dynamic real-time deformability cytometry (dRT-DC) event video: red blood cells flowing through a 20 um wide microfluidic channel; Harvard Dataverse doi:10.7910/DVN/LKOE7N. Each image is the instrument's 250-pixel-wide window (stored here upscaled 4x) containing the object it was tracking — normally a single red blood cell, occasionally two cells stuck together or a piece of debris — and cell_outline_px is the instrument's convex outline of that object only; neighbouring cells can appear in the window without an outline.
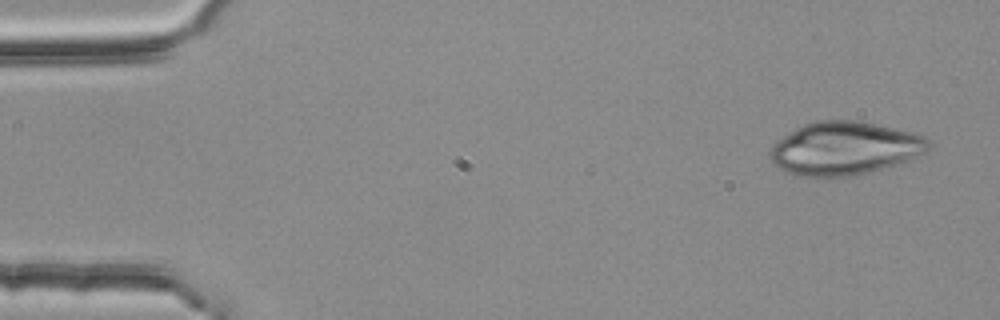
{"species": "common noctule bat (a hibernating species)", "species_latin": "Nyctalus noctula", "temperature_condition": "room temperature", "stored_images_in_passage": 5, "segment_of_instrument_passage": [2, 2], "camera_frame_rate_fps": 3000, "um_per_image_px": 0.085, "animal": {"sex": "female", "body_mass_g": 25.1}, "frame": {"image": 1, "passage_image": 5, "time_ms": 1.333, "image_size_px": [1000, 320], "cell_outline_px": [[928, 152], [920, 156], [896, 164], [848, 176], [800, 176], [784, 172], [772, 160], [768, 152], [772, 144], [776, 140], [796, 128], [804, 124], [816, 120], [856, 120], [876, 124], [912, 132], [924, 136], [928, 140]], "centroid_in_image_um": [71.76, 12.59], "position_along_channel_um": 13.2, "area_um2": 48.84}}